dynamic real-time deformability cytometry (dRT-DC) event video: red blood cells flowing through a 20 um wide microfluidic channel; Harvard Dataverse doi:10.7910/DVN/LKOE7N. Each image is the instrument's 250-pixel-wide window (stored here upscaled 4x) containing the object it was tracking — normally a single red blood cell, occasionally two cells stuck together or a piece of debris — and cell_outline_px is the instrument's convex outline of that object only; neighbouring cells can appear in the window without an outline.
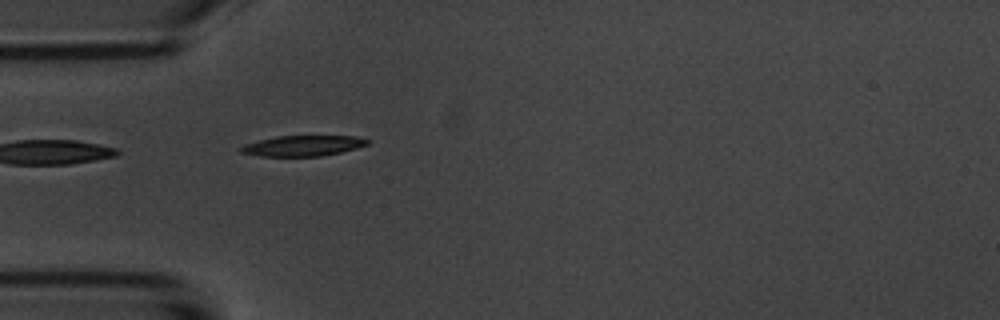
{"species": "common noctule bat (a hibernating species)", "species_latin": "Nyctalus noctula", "temperature_condition": "room temperature", "stored_images_in_passage": 4, "camera_frame_rate_fps": 3000, "um_per_image_px": 0.085, "animal": {"sex": "male", "body_mass_g": 20.1, "forearm_length_mm": 53.5}, "frame": {"image": 1, "passage_image": 4, "time_ms": 4.333, "image_size_px": [1000, 320], "cell_outline_px": [[368, 144], [356, 148], [340, 152], [320, 156], [260, 156], [240, 152], [240, 148], [244, 144], [276, 136], [356, 136], [368, 140]], "centroid_in_image_um": [25.72, 12.39], "position_along_channel_um": 59.3, "area_um2": 14.97}}